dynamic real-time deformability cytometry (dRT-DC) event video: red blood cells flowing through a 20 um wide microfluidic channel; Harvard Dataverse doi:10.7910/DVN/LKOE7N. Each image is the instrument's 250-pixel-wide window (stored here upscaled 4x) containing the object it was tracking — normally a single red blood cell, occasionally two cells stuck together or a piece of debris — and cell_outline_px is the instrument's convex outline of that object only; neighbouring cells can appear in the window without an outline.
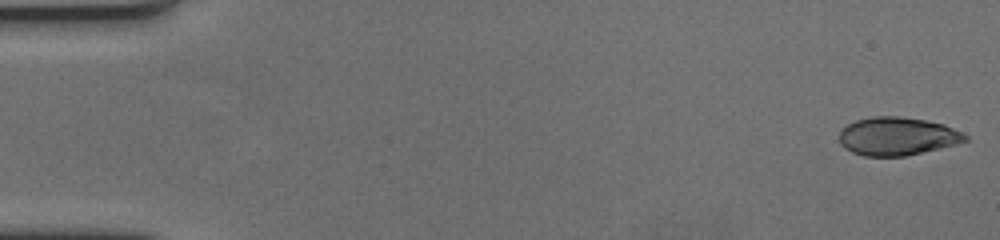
{"species": "human", "species_latin": "Homo sapiens", "temperature_condition": "cold", "stored_images_in_passage": 60, "camera_frame_rate_fps": 3000, "um_per_image_px": 0.085, "donor": {"sex": "female"}, "frame": {"image": 1, "passage_image": 1, "time_ms": 0.0, "image_size_px": [1000, 240], "cell_outline_px": [[968, 140], [904, 156], [864, 156], [852, 152], [844, 148], [840, 144], [840, 128], [856, 120], [872, 116], [900, 116], [924, 120], [944, 124], [968, 136]], "centroid_in_image_um": [76.19, 11.57], "position_along_channel_um": 8.8, "area_um2": 27.69}}
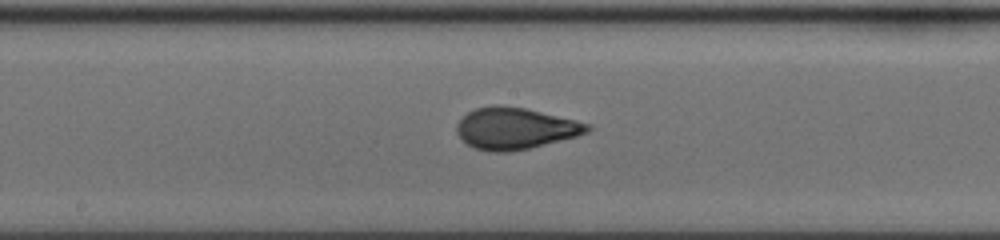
{"frame": {"image": 2, "passage_image": 32, "time_ms": 10.333, "image_size_px": [1000, 240], "cell_outline_px": [[592, 128], [588, 132], [576, 136], [528, 148], [508, 152], [488, 152], [472, 148], [456, 132], [456, 124], [468, 112], [476, 108], [496, 104], [500, 104], [524, 108], [576, 120], [592, 124]], "centroid_in_image_um": [43.78, 10.91], "position_along_channel_um": 204.4, "area_um2": 31.56}}
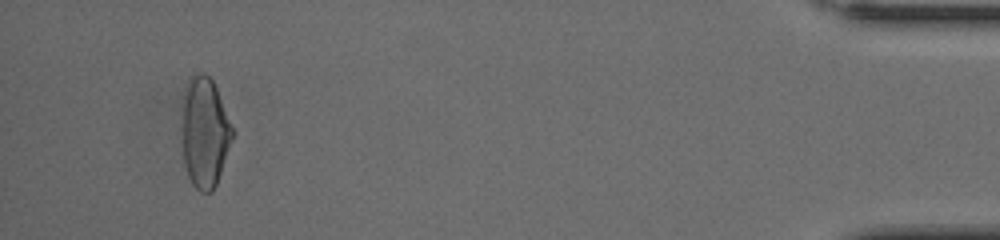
{"frame": {"image": 3, "passage_image": 57, "time_ms": 18.667, "image_size_px": [1000, 240], "cell_outline_px": [[236, 132], [216, 184], [212, 192], [200, 192], [192, 184], [188, 176], [184, 164], [180, 128], [180, 124], [184, 88], [192, 72], [204, 72], [212, 80], [216, 88]], "centroid_in_image_um": [17.38, 11.22], "position_along_channel_um": 417.8, "area_um2": 33.47}, "authors_computed_cell_mechanics": {"area_um2": 30.7785, "velocity_mm_per_s": 3.4347, "shape_relaxation_time_tau1_ms": 3.8587, "shape_relaxation_time_tau2_ms": null, "deformation_change_tau1": 0.1699, "deformation_change_tau2": null}}